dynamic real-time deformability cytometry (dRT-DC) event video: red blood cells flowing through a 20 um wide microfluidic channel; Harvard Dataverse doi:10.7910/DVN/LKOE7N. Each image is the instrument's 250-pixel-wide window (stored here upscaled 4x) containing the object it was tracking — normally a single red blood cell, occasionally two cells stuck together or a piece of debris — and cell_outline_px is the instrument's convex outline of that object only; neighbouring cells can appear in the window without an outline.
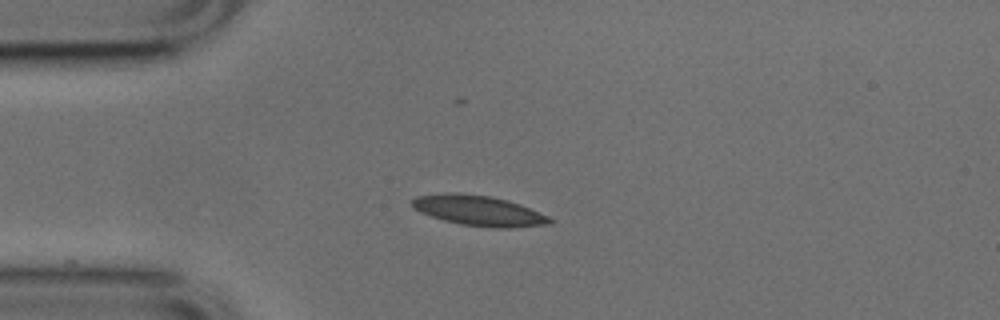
{"species": "common noctule bat (a hibernating species)", "species_latin": "Nyctalus noctula", "temperature_condition": "cold", "stored_images_in_passage": 40, "camera_frame_rate_fps": 3000, "um_per_image_px": 0.085, "animal": {"sex": "male", "body_mass_g": 17.9, "forearm_length_mm": 54.2}, "frame": {"image": 1, "passage_image": 1, "time_ms": 0.0, "image_size_px": [1000, 320], "cell_outline_px": [[556, 220], [552, 224], [508, 228], [496, 228], [460, 224], [444, 220], [420, 212], [412, 208], [412, 200], [416, 196], [444, 192], [456, 192], [488, 196], [520, 204], [548, 216]], "centroid_in_image_um": [40.69, 17.9], "position_along_channel_um": 44.3, "area_um2": 24.28}}
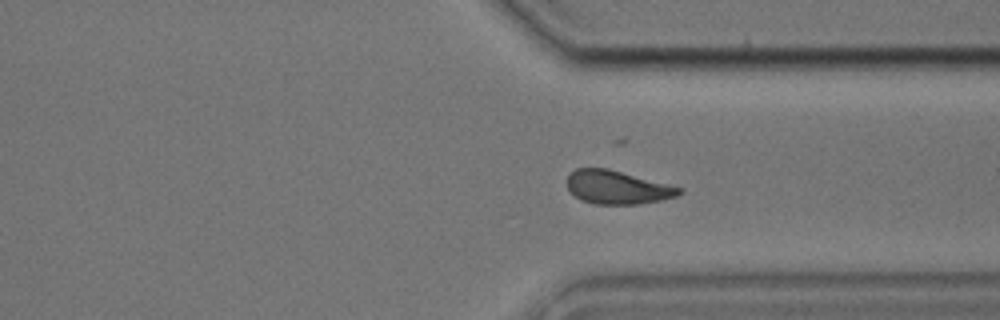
{"frame": {"image": 2, "passage_image": 27, "time_ms": 8.667, "image_size_px": [1000, 320], "cell_outline_px": [[684, 192], [676, 196], [660, 200], [640, 204], [596, 204], [580, 200], [568, 188], [568, 176], [576, 168], [608, 168], [684, 188]], "centroid_in_image_um": [52.51, 15.92], "position_along_channel_um": 358.9, "area_um2": 21.79}}
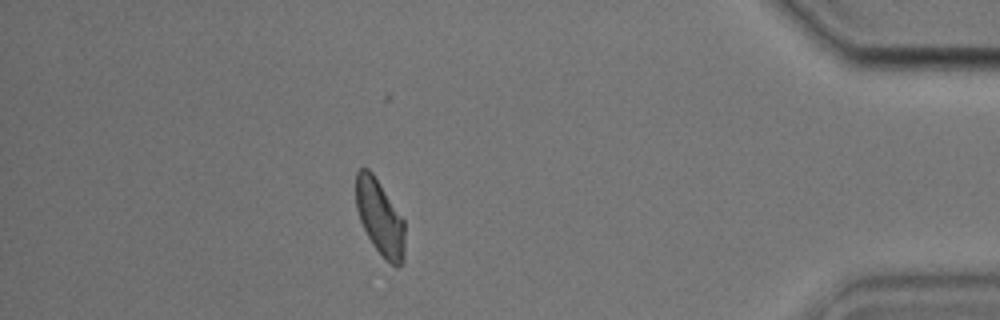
{"frame": {"image": 3, "passage_image": 34, "time_ms": 11.0, "image_size_px": [1000, 320], "cell_outline_px": [[404, 260], [396, 268], [384, 260], [372, 244], [360, 220], [356, 208], [356, 172], [360, 168], [368, 168], [372, 172], [404, 220]], "centroid_in_image_um": [32.29, 18.52], "position_along_channel_um": 402.9, "area_um2": 21.44}, "authors_computed_cell_mechanics": {"area_um2": 22.253, "velocity_mm_per_s": 3.8268, "shape_relaxation_time_tau1_ms": 6.6083, "shape_relaxation_time_tau2_ms": 2.8674, "deformation_change_tau1": 0.1632, "deformation_change_tau2": 0.0792}}